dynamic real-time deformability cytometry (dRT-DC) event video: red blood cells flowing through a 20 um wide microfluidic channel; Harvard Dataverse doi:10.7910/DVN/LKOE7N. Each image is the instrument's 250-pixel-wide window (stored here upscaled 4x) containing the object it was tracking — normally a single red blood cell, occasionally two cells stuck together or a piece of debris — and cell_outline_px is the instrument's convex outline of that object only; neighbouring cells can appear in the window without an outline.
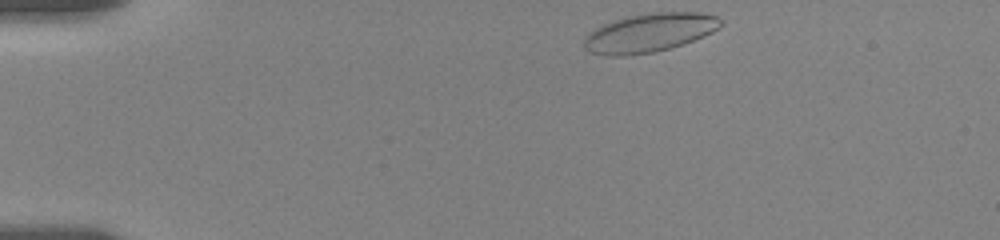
{"species": "human", "species_latin": "Homo sapiens", "temperature_condition": "room temperature", "stored_images_in_passage": 54, "camera_frame_rate_fps": 3000, "um_per_image_px": 0.085, "donor": {"sex": "female"}, "frame": {"image": 1, "passage_image": 1, "time_ms": 0.0, "image_size_px": [1000, 240], "cell_outline_px": [[724, 24], [720, 28], [704, 36], [668, 48], [652, 52], [624, 56], [608, 56], [592, 52], [584, 48], [584, 40], [588, 32], [612, 20], [628, 16], [652, 12], [700, 12], [716, 16]], "centroid_in_image_um": [55.2, 2.77], "position_along_channel_um": 29.8, "area_um2": 30.69}}
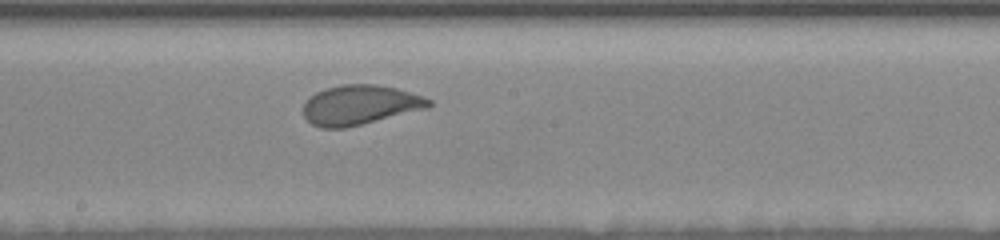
{"frame": {"image": 2, "passage_image": 21, "time_ms": 7.333, "image_size_px": [1000, 240], "cell_outline_px": [[432, 104], [428, 108], [344, 128], [320, 128], [312, 124], [304, 116], [304, 104], [316, 92], [324, 88], [340, 84], [376, 84], [396, 88], [432, 100]], "centroid_in_image_um": [30.58, 8.91], "position_along_channel_um": 217.6, "area_um2": 28.73}}
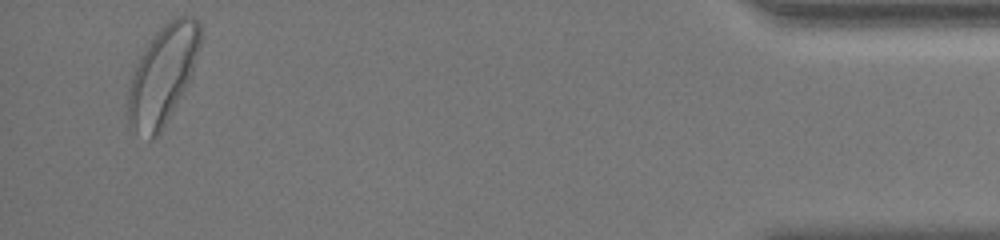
{"frame": {"image": 3, "passage_image": 51, "time_ms": 15.0, "image_size_px": [1000, 240], "cell_outline_px": [[200, 44], [192, 72], [188, 84], [160, 132], [152, 140], [148, 140], [128, 128], [128, 88], [132, 76], [152, 36], [164, 24], [176, 16], [192, 16], [200, 24]], "centroid_in_image_um": [13.82, 6.41], "position_along_channel_um": 421.4, "area_um2": 40.92}, "authors_computed_cell_mechanics": {"area_um2": 29.6225, "velocity_mm_per_s": 3.5208, "shape_relaxation_time_tau1_ms": 2.1997, "shape_relaxation_time_tau2_ms": null, "deformation_change_tau1": 0.1248, "deformation_change_tau2": null}}